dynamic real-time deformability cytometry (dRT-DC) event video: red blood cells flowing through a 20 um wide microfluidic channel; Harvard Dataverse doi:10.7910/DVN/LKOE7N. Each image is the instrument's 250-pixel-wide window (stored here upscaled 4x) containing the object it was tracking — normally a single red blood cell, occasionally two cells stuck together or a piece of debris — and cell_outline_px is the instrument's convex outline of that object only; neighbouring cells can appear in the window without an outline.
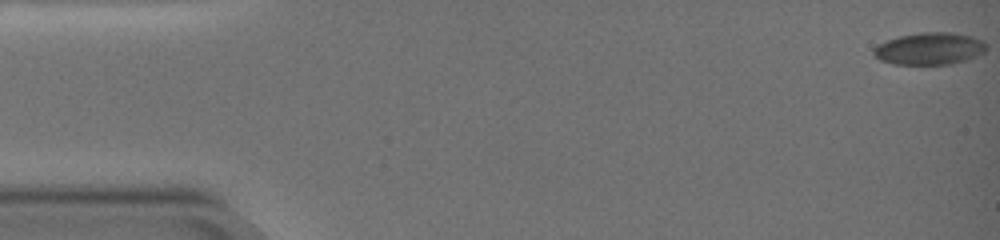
{"species": "common noctule bat (a hibernating species)", "species_latin": "Nyctalus noctula", "temperature_condition": "warm", "stored_images_in_passage": 65, "camera_frame_rate_fps": 3000, "um_per_image_px": 0.085, "animal": {"sex": "female", "body_mass_g": 19.0, "forearm_length_mm": 51.5}, "frame": {"image": 1, "passage_image": 1, "time_ms": 0.0, "image_size_px": [1000, 240], "cell_outline_px": [[984, 52], [964, 60], [948, 64], [896, 64], [884, 60], [876, 56], [876, 48], [880, 44], [888, 40], [904, 36], [936, 32], [940, 32], [968, 36], [980, 40], [984, 44]], "centroid_in_image_um": [79.03, 4.16], "position_along_channel_um": 6.0, "area_um2": 19.71}}
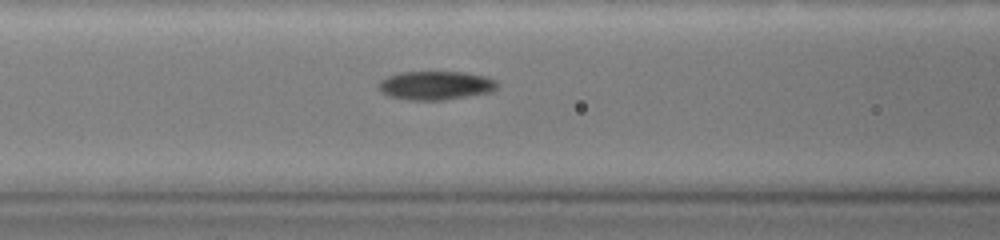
{"frame": {"image": 2, "passage_image": 28, "time_ms": 9.0, "image_size_px": [1000, 240], "cell_outline_px": [[496, 84], [488, 92], [440, 100], [412, 100], [392, 96], [384, 92], [380, 88], [380, 84], [384, 80], [392, 76], [404, 72], [460, 72], [480, 76], [492, 80]], "centroid_in_image_um": [37.0, 7.26], "position_along_channel_um": 129.6, "area_um2": 18.55}}
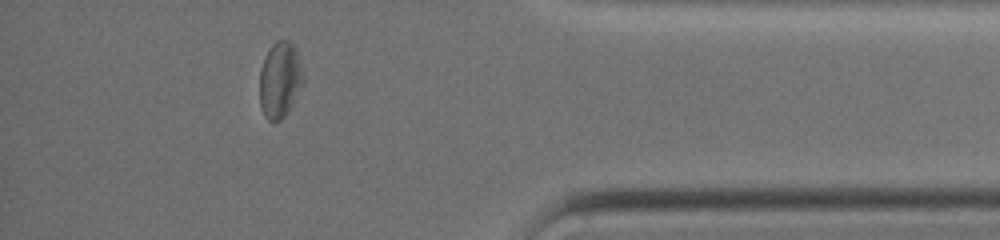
{"frame": {"image": 3, "passage_image": 58, "time_ms": 19.0, "image_size_px": [1000, 240], "cell_outline_px": [[304, 80], [288, 112], [280, 120], [272, 124], [264, 116], [260, 108], [260, 68], [272, 44], [276, 40], [288, 40], [296, 48], [304, 72]], "centroid_in_image_um": [23.8, 6.81], "position_along_channel_um": 411.4, "area_um2": 19.48}, "authors_computed_cell_mechanics": {"area_um2": 18.5538, "velocity_mm_per_s": 3.0058, "shape_relaxation_time_tau1_ms": 6.6953, "shape_relaxation_time_tau2_ms": 4.0021, "deformation_change_tau1": 0.1592, "deformation_change_tau2": 0.0967}}